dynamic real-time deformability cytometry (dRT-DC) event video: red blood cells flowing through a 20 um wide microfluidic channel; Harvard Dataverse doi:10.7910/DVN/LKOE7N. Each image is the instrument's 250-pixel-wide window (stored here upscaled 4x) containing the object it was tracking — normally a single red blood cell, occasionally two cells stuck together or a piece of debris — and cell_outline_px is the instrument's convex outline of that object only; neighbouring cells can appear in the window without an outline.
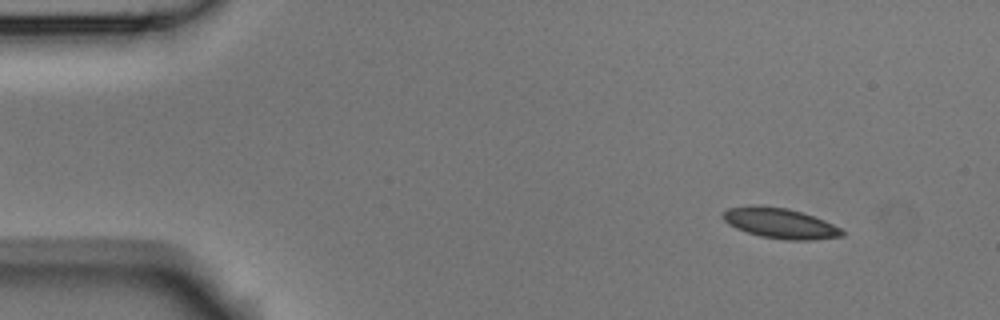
{"species": "Egyptian fruit bat (a non-hibernating species)", "species_latin": "Rousettus aegyptiacus", "temperature_condition": "room temperature", "stored_images_in_passage": 4, "camera_frame_rate_fps": 3000, "um_per_image_px": 0.085, "animal": {"sex": "male"}, "frame": {"image": 1, "passage_image": 1, "time_ms": 0.0, "image_size_px": [1000, 320], "cell_outline_px": [[844, 236], [812, 240], [784, 240], [760, 236], [736, 228], [728, 224], [724, 220], [724, 212], [728, 208], [752, 204], [756, 204], [788, 208], [824, 220], [840, 228], [844, 232]], "centroid_in_image_um": [66.3, 18.97], "position_along_channel_um": 18.7, "area_um2": 21.04}}
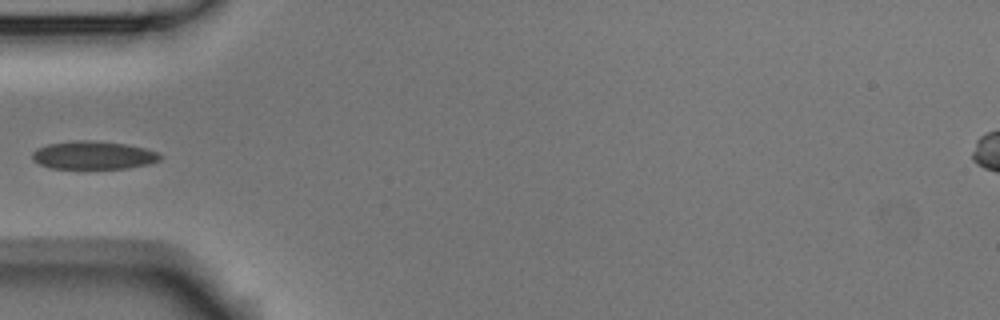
{"frame": {"image": 2, "passage_image": 4, "time_ms": 1.0, "image_size_px": [1000, 320], "cell_outline_px": [[164, 156], [160, 160], [148, 164], [128, 168], [52, 168], [40, 164], [32, 160], [32, 152], [36, 148], [48, 144], [72, 140], [88, 140], [128, 144], [148, 148], [160, 152]], "centroid_in_image_um": [7.98, 13.18], "position_along_channel_um": 77.0, "area_um2": 21.21}}